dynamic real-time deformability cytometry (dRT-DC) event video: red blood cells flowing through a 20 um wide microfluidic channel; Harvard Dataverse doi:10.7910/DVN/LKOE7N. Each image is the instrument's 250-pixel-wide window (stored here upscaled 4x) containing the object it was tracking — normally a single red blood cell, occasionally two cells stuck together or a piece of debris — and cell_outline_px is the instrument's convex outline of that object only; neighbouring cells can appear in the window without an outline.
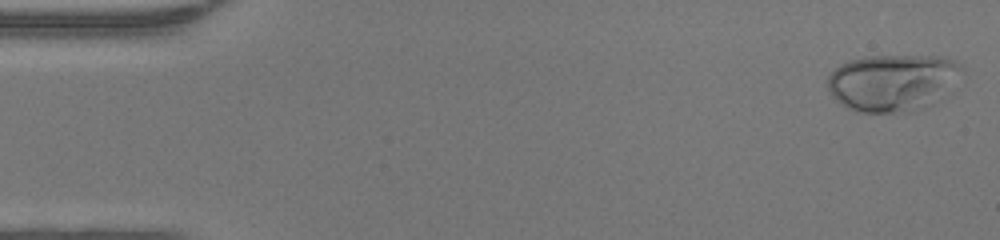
{"species": "human", "species_latin": "Homo sapiens", "temperature_condition": "warm", "stored_images_in_passage": 47, "camera_frame_rate_fps": 3000, "um_per_image_px": 0.085, "donor": {"sex": "female"}, "frame": {"image": 1, "passage_image": 1, "time_ms": 0.0, "image_size_px": [1000, 240], "cell_outline_px": [[964, 72], [952, 92], [948, 96], [912, 112], [860, 112], [848, 108], [836, 100], [828, 92], [828, 76], [840, 64], [848, 60], [868, 56], [940, 56], [956, 60], [964, 68]], "centroid_in_image_um": [75.96, 7.01], "position_along_channel_um": 9.0, "area_um2": 45.49}}
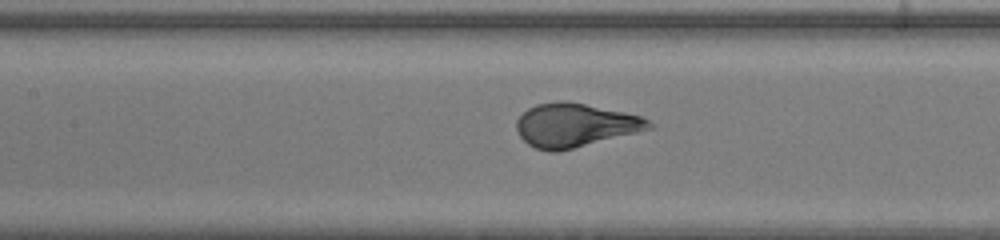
{"frame": {"image": 2, "passage_image": 21, "time_ms": 6.667, "image_size_px": [1000, 240], "cell_outline_px": [[656, 128], [556, 152], [548, 152], [536, 148], [528, 144], [520, 136], [516, 128], [516, 120], [528, 108], [536, 104], [560, 100], [564, 100], [624, 112], [640, 116], [656, 124]], "centroid_in_image_um": [48.9, 10.64], "position_along_channel_um": 158.5, "area_um2": 33.7}}
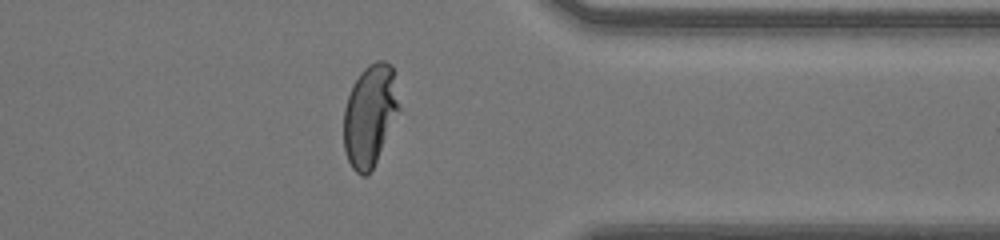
{"frame": {"image": 3, "passage_image": 37, "time_ms": 12.0, "image_size_px": [1000, 240], "cell_outline_px": [[400, 108], [376, 160], [368, 176], [360, 176], [352, 168], [348, 160], [344, 148], [344, 108], [352, 84], [360, 72], [368, 64], [376, 60], [384, 60], [392, 64]], "centroid_in_image_um": [31.43, 9.77], "position_along_channel_um": 380.0, "area_um2": 32.66}, "authors_computed_cell_mechanics": {"area_um2": 34.2176, "velocity_mm_per_s": 4.3433, "shape_relaxation_time_tau1_ms": 4.1261, "shape_relaxation_time_tau2_ms": null, "deformation_change_tau1": 0.2419, "deformation_change_tau2": null}}